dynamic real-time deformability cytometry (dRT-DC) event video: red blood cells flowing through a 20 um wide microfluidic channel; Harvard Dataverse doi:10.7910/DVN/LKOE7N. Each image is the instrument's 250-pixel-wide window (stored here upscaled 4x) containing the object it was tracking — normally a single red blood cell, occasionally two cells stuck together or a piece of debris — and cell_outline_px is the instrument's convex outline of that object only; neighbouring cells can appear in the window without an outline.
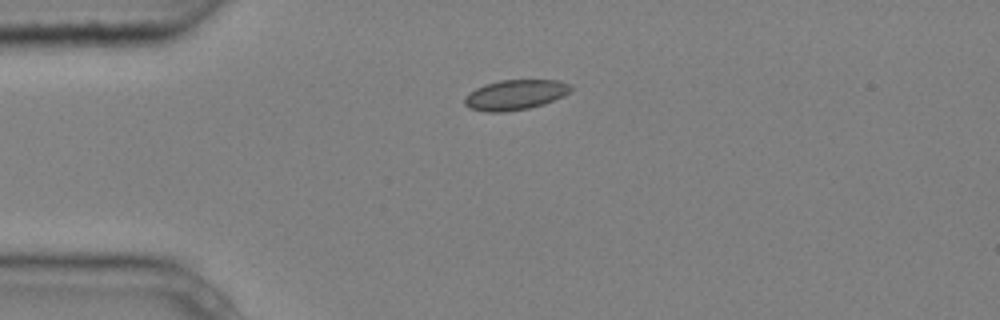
{"species": "common noctule bat (a hibernating species)", "species_latin": "Nyctalus noctula", "temperature_condition": "cold", "stored_images_in_passage": 8, "camera_frame_rate_fps": 3000, "um_per_image_px": 0.085, "animal": {"sex": "male", "body_mass_g": 20.4}, "frame": {"image": 1, "passage_image": 3, "time_ms": 0.667, "image_size_px": [1000, 320], "cell_outline_px": [[572, 88], [564, 96], [544, 104], [528, 108], [504, 112], [484, 112], [468, 108], [464, 104], [464, 96], [468, 92], [484, 84], [500, 80], [560, 80], [572, 84]], "centroid_in_image_um": [43.77, 8.06], "position_along_channel_um": 41.2, "area_um2": 18.9}}
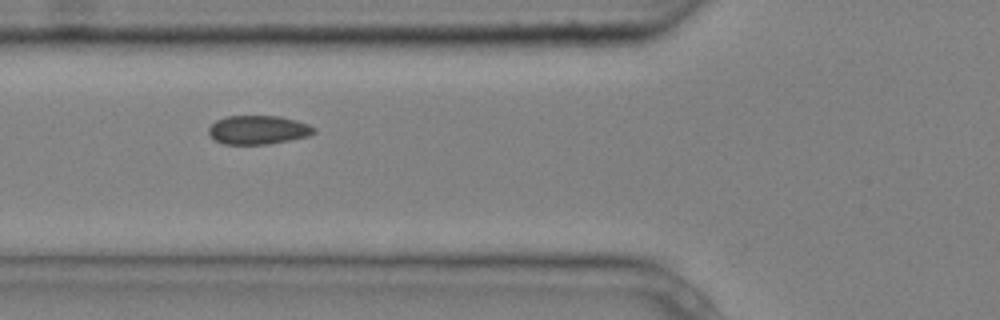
{"frame": {"image": 2, "passage_image": 5, "time_ms": 1.333, "image_size_px": [1000, 320], "cell_outline_px": [[316, 132], [308, 136], [268, 144], [224, 144], [216, 140], [208, 132], [208, 128], [216, 120], [228, 116], [280, 116], [296, 120], [308, 124], [316, 128]], "centroid_in_image_um": [21.96, 11.03], "position_along_channel_um": 103.8, "area_um2": 17.57}}